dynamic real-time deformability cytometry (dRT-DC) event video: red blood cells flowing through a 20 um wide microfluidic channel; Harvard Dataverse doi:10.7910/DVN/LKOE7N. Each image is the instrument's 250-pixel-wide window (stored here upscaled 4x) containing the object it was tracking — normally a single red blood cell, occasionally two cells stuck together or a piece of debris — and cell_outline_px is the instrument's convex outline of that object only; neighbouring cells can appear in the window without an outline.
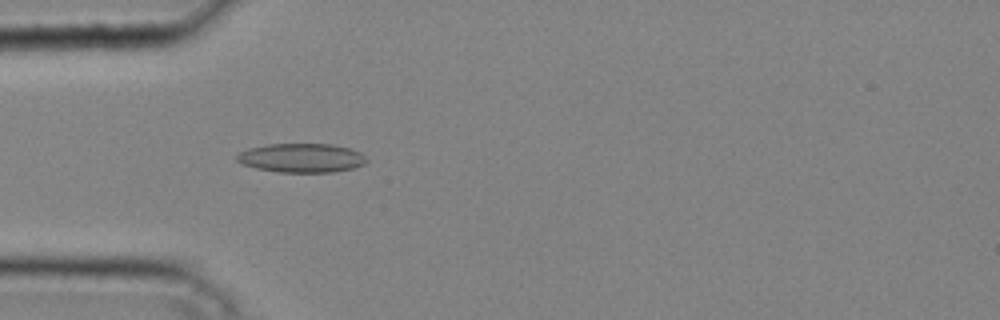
{"species": "common noctule bat (a hibernating species)", "species_latin": "Nyctalus noctula", "temperature_condition": "cold", "stored_images_in_passage": 40, "camera_frame_rate_fps": 3000, "um_per_image_px": 0.085, "animal": {"sex": "male", "body_mass_g": 20.4}, "frame": {"image": 1, "passage_image": 12, "time_ms": 3.667, "image_size_px": [1000, 320], "cell_outline_px": [[368, 160], [364, 164], [352, 168], [332, 172], [280, 172], [256, 168], [240, 164], [236, 160], [236, 156], [240, 152], [248, 148], [268, 144], [332, 144], [348, 148], [360, 152]], "centroid_in_image_um": [25.6, 13.42], "position_along_channel_um": 59.4, "area_um2": 21.91}}
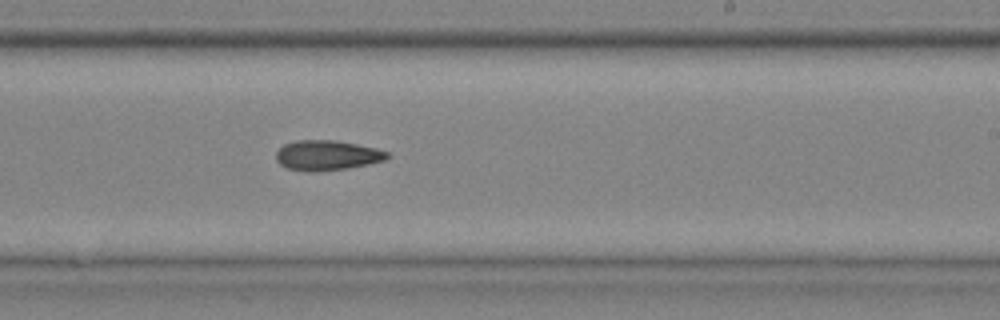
{"frame": {"image": 2, "passage_image": 25, "time_ms": 8.0, "image_size_px": [1000, 320], "cell_outline_px": [[392, 156], [384, 160], [368, 164], [348, 168], [316, 172], [308, 172], [288, 168], [280, 164], [276, 160], [276, 152], [284, 144], [296, 140], [332, 140], [356, 144], [376, 148], [388, 152]], "centroid_in_image_um": [27.8, 13.21], "position_along_channel_um": 261.2, "area_um2": 19.48}}
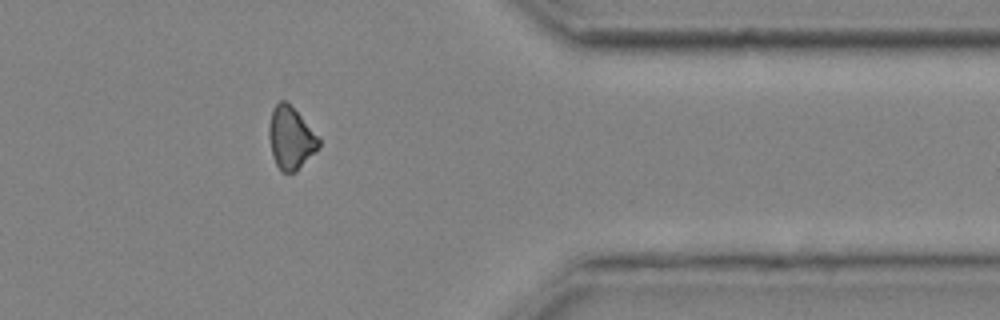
{"frame": {"image": 3, "passage_image": 34, "time_ms": 11.0, "image_size_px": [1000, 320], "cell_outline_px": [[320, 148], [296, 172], [280, 172], [272, 156], [268, 136], [268, 124], [272, 108], [280, 100], [284, 100], [300, 116], [320, 140]], "centroid_in_image_um": [24.68, 11.77], "position_along_channel_um": 386.7, "area_um2": 18.09}}